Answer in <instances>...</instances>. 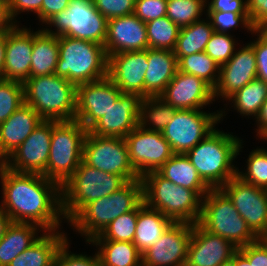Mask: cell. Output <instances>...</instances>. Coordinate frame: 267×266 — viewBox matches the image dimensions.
Wrapping results in <instances>:
<instances>
[{"mask_svg":"<svg viewBox=\"0 0 267 266\" xmlns=\"http://www.w3.org/2000/svg\"><path fill=\"white\" fill-rule=\"evenodd\" d=\"M33 30L17 24L5 35L4 79L25 83L30 78Z\"/></svg>","mask_w":267,"mask_h":266,"instance_id":"603a6c76","label":"cell"},{"mask_svg":"<svg viewBox=\"0 0 267 266\" xmlns=\"http://www.w3.org/2000/svg\"><path fill=\"white\" fill-rule=\"evenodd\" d=\"M12 223V220L9 216L0 208V240L5 235V232L9 225Z\"/></svg>","mask_w":267,"mask_h":266,"instance_id":"9f6ffc18","label":"cell"},{"mask_svg":"<svg viewBox=\"0 0 267 266\" xmlns=\"http://www.w3.org/2000/svg\"><path fill=\"white\" fill-rule=\"evenodd\" d=\"M208 19H210L212 27L215 32L227 33L232 30L231 28H237L241 24L248 32L253 33L255 30L250 23V17L248 13H235V12H207ZM241 23V24H240ZM229 30V31H228Z\"/></svg>","mask_w":267,"mask_h":266,"instance_id":"ee69618b","label":"cell"},{"mask_svg":"<svg viewBox=\"0 0 267 266\" xmlns=\"http://www.w3.org/2000/svg\"><path fill=\"white\" fill-rule=\"evenodd\" d=\"M143 202L140 179L128 181L119 190L86 204L68 223L85 236L88 243L100 235L118 216L133 211Z\"/></svg>","mask_w":267,"mask_h":266,"instance_id":"3957f363","label":"cell"},{"mask_svg":"<svg viewBox=\"0 0 267 266\" xmlns=\"http://www.w3.org/2000/svg\"><path fill=\"white\" fill-rule=\"evenodd\" d=\"M192 224L173 222L142 254V266H185Z\"/></svg>","mask_w":267,"mask_h":266,"instance_id":"e0dca14e","label":"cell"},{"mask_svg":"<svg viewBox=\"0 0 267 266\" xmlns=\"http://www.w3.org/2000/svg\"><path fill=\"white\" fill-rule=\"evenodd\" d=\"M5 35H0V80H4Z\"/></svg>","mask_w":267,"mask_h":266,"instance_id":"6f0895ef","label":"cell"},{"mask_svg":"<svg viewBox=\"0 0 267 266\" xmlns=\"http://www.w3.org/2000/svg\"><path fill=\"white\" fill-rule=\"evenodd\" d=\"M30 78L55 74L59 59L58 36L47 34L43 28L33 32Z\"/></svg>","mask_w":267,"mask_h":266,"instance_id":"f546056e","label":"cell"},{"mask_svg":"<svg viewBox=\"0 0 267 266\" xmlns=\"http://www.w3.org/2000/svg\"><path fill=\"white\" fill-rule=\"evenodd\" d=\"M257 122V135L260 139L267 137V98L262 104L258 115L255 117Z\"/></svg>","mask_w":267,"mask_h":266,"instance_id":"11a10c76","label":"cell"},{"mask_svg":"<svg viewBox=\"0 0 267 266\" xmlns=\"http://www.w3.org/2000/svg\"><path fill=\"white\" fill-rule=\"evenodd\" d=\"M266 98L267 83L256 78L231 95L227 101H232L234 109L240 115L255 118Z\"/></svg>","mask_w":267,"mask_h":266,"instance_id":"e575fe53","label":"cell"},{"mask_svg":"<svg viewBox=\"0 0 267 266\" xmlns=\"http://www.w3.org/2000/svg\"><path fill=\"white\" fill-rule=\"evenodd\" d=\"M207 0H167L166 16L178 27L189 26L200 20Z\"/></svg>","mask_w":267,"mask_h":266,"instance_id":"74e56055","label":"cell"},{"mask_svg":"<svg viewBox=\"0 0 267 266\" xmlns=\"http://www.w3.org/2000/svg\"><path fill=\"white\" fill-rule=\"evenodd\" d=\"M147 49L108 56V77L124 94L144 98V76L148 68Z\"/></svg>","mask_w":267,"mask_h":266,"instance_id":"ffe728a7","label":"cell"},{"mask_svg":"<svg viewBox=\"0 0 267 266\" xmlns=\"http://www.w3.org/2000/svg\"><path fill=\"white\" fill-rule=\"evenodd\" d=\"M24 104L23 83L0 80V124Z\"/></svg>","mask_w":267,"mask_h":266,"instance_id":"60d3db41","label":"cell"},{"mask_svg":"<svg viewBox=\"0 0 267 266\" xmlns=\"http://www.w3.org/2000/svg\"><path fill=\"white\" fill-rule=\"evenodd\" d=\"M177 63L178 71L201 78L213 89L216 86L219 78V66L205 52L181 57Z\"/></svg>","mask_w":267,"mask_h":266,"instance_id":"8d00e7d4","label":"cell"},{"mask_svg":"<svg viewBox=\"0 0 267 266\" xmlns=\"http://www.w3.org/2000/svg\"><path fill=\"white\" fill-rule=\"evenodd\" d=\"M220 266H236V265L235 262L231 259L229 261L222 263Z\"/></svg>","mask_w":267,"mask_h":266,"instance_id":"91938a15","label":"cell"},{"mask_svg":"<svg viewBox=\"0 0 267 266\" xmlns=\"http://www.w3.org/2000/svg\"><path fill=\"white\" fill-rule=\"evenodd\" d=\"M24 103L43 120L73 121L76 86L56 74L29 78L24 84Z\"/></svg>","mask_w":267,"mask_h":266,"instance_id":"8992f818","label":"cell"},{"mask_svg":"<svg viewBox=\"0 0 267 266\" xmlns=\"http://www.w3.org/2000/svg\"><path fill=\"white\" fill-rule=\"evenodd\" d=\"M45 25L55 27V31L44 28L47 34L63 35L104 45L108 20L97 11L92 0H71L66 10L57 13Z\"/></svg>","mask_w":267,"mask_h":266,"instance_id":"30bf717a","label":"cell"},{"mask_svg":"<svg viewBox=\"0 0 267 266\" xmlns=\"http://www.w3.org/2000/svg\"><path fill=\"white\" fill-rule=\"evenodd\" d=\"M141 100L139 95L122 93L88 131L99 136L125 138L138 126Z\"/></svg>","mask_w":267,"mask_h":266,"instance_id":"7402d4cb","label":"cell"},{"mask_svg":"<svg viewBox=\"0 0 267 266\" xmlns=\"http://www.w3.org/2000/svg\"><path fill=\"white\" fill-rule=\"evenodd\" d=\"M250 23L255 30L267 29V0H246Z\"/></svg>","mask_w":267,"mask_h":266,"instance_id":"681fc988","label":"cell"},{"mask_svg":"<svg viewBox=\"0 0 267 266\" xmlns=\"http://www.w3.org/2000/svg\"><path fill=\"white\" fill-rule=\"evenodd\" d=\"M122 92L107 76L76 86L75 120L89 130L113 105Z\"/></svg>","mask_w":267,"mask_h":266,"instance_id":"9a60e30c","label":"cell"},{"mask_svg":"<svg viewBox=\"0 0 267 266\" xmlns=\"http://www.w3.org/2000/svg\"><path fill=\"white\" fill-rule=\"evenodd\" d=\"M159 97L177 110L203 109L215 101L213 88L208 83L178 70Z\"/></svg>","mask_w":267,"mask_h":266,"instance_id":"44dd1931","label":"cell"},{"mask_svg":"<svg viewBox=\"0 0 267 266\" xmlns=\"http://www.w3.org/2000/svg\"><path fill=\"white\" fill-rule=\"evenodd\" d=\"M92 2L107 20L134 14L135 0H92Z\"/></svg>","mask_w":267,"mask_h":266,"instance_id":"bcb514c9","label":"cell"},{"mask_svg":"<svg viewBox=\"0 0 267 266\" xmlns=\"http://www.w3.org/2000/svg\"><path fill=\"white\" fill-rule=\"evenodd\" d=\"M60 231H44L40 237L8 266H54L56 254L67 235Z\"/></svg>","mask_w":267,"mask_h":266,"instance_id":"4316f807","label":"cell"},{"mask_svg":"<svg viewBox=\"0 0 267 266\" xmlns=\"http://www.w3.org/2000/svg\"><path fill=\"white\" fill-rule=\"evenodd\" d=\"M52 137V120H43L27 139L7 158L8 169L18 173L46 171Z\"/></svg>","mask_w":267,"mask_h":266,"instance_id":"2e32d148","label":"cell"},{"mask_svg":"<svg viewBox=\"0 0 267 266\" xmlns=\"http://www.w3.org/2000/svg\"><path fill=\"white\" fill-rule=\"evenodd\" d=\"M200 19L189 26L182 27L173 50L177 61L181 57L204 52L206 45L214 33L210 19Z\"/></svg>","mask_w":267,"mask_h":266,"instance_id":"d6a6232c","label":"cell"},{"mask_svg":"<svg viewBox=\"0 0 267 266\" xmlns=\"http://www.w3.org/2000/svg\"><path fill=\"white\" fill-rule=\"evenodd\" d=\"M145 24L148 48L174 50L181 29L180 27L167 16L150 20Z\"/></svg>","mask_w":267,"mask_h":266,"instance_id":"d590c367","label":"cell"},{"mask_svg":"<svg viewBox=\"0 0 267 266\" xmlns=\"http://www.w3.org/2000/svg\"><path fill=\"white\" fill-rule=\"evenodd\" d=\"M242 147V140L237 136L215 129L186 156L210 188H221L237 175L238 167L232 163Z\"/></svg>","mask_w":267,"mask_h":266,"instance_id":"7a4b0ae2","label":"cell"},{"mask_svg":"<svg viewBox=\"0 0 267 266\" xmlns=\"http://www.w3.org/2000/svg\"><path fill=\"white\" fill-rule=\"evenodd\" d=\"M126 183L122 176L90 167L82 161L61 187L64 218L69 222L86 204L110 195Z\"/></svg>","mask_w":267,"mask_h":266,"instance_id":"52a82bcc","label":"cell"},{"mask_svg":"<svg viewBox=\"0 0 267 266\" xmlns=\"http://www.w3.org/2000/svg\"><path fill=\"white\" fill-rule=\"evenodd\" d=\"M71 0H43L41 6V22L45 24L49 19L66 10Z\"/></svg>","mask_w":267,"mask_h":266,"instance_id":"f5cc1de1","label":"cell"},{"mask_svg":"<svg viewBox=\"0 0 267 266\" xmlns=\"http://www.w3.org/2000/svg\"><path fill=\"white\" fill-rule=\"evenodd\" d=\"M229 61L219 67V78L213 89L214 98L227 100L235 92L257 78L256 55L248 43L238 48Z\"/></svg>","mask_w":267,"mask_h":266,"instance_id":"ac0fdd59","label":"cell"},{"mask_svg":"<svg viewBox=\"0 0 267 266\" xmlns=\"http://www.w3.org/2000/svg\"><path fill=\"white\" fill-rule=\"evenodd\" d=\"M43 121L39 114L25 103L0 124V147L8 158Z\"/></svg>","mask_w":267,"mask_h":266,"instance_id":"d4e9b609","label":"cell"},{"mask_svg":"<svg viewBox=\"0 0 267 266\" xmlns=\"http://www.w3.org/2000/svg\"><path fill=\"white\" fill-rule=\"evenodd\" d=\"M223 116V110L217 113L201 109L177 110L162 134L174 154H186L216 129L215 125Z\"/></svg>","mask_w":267,"mask_h":266,"instance_id":"8fae6325","label":"cell"},{"mask_svg":"<svg viewBox=\"0 0 267 266\" xmlns=\"http://www.w3.org/2000/svg\"><path fill=\"white\" fill-rule=\"evenodd\" d=\"M82 161L90 167L122 176L127 182L140 179L130 164L125 138L99 136L87 131Z\"/></svg>","mask_w":267,"mask_h":266,"instance_id":"7c38bea8","label":"cell"},{"mask_svg":"<svg viewBox=\"0 0 267 266\" xmlns=\"http://www.w3.org/2000/svg\"><path fill=\"white\" fill-rule=\"evenodd\" d=\"M87 131L76 120H52L49 159L46 171L42 175L62 187L82 162L83 143Z\"/></svg>","mask_w":267,"mask_h":266,"instance_id":"ba28073f","label":"cell"},{"mask_svg":"<svg viewBox=\"0 0 267 266\" xmlns=\"http://www.w3.org/2000/svg\"><path fill=\"white\" fill-rule=\"evenodd\" d=\"M232 260L236 266H267V241L258 238L255 242L238 248Z\"/></svg>","mask_w":267,"mask_h":266,"instance_id":"7bdbcfd3","label":"cell"},{"mask_svg":"<svg viewBox=\"0 0 267 266\" xmlns=\"http://www.w3.org/2000/svg\"><path fill=\"white\" fill-rule=\"evenodd\" d=\"M206 2V12H235L248 13L247 1L245 0H211Z\"/></svg>","mask_w":267,"mask_h":266,"instance_id":"816d5d0a","label":"cell"},{"mask_svg":"<svg viewBox=\"0 0 267 266\" xmlns=\"http://www.w3.org/2000/svg\"><path fill=\"white\" fill-rule=\"evenodd\" d=\"M43 0H7L10 17L14 21L22 12H33L38 15L41 21V6Z\"/></svg>","mask_w":267,"mask_h":266,"instance_id":"f907efd6","label":"cell"},{"mask_svg":"<svg viewBox=\"0 0 267 266\" xmlns=\"http://www.w3.org/2000/svg\"><path fill=\"white\" fill-rule=\"evenodd\" d=\"M0 208L12 222L33 223L44 231H57L62 223L61 186L38 173H18L0 168ZM61 219V220H60Z\"/></svg>","mask_w":267,"mask_h":266,"instance_id":"6da1fadb","label":"cell"},{"mask_svg":"<svg viewBox=\"0 0 267 266\" xmlns=\"http://www.w3.org/2000/svg\"><path fill=\"white\" fill-rule=\"evenodd\" d=\"M141 182L146 206L158 210L173 222L198 223L202 198L194 190L175 185L157 171L142 176Z\"/></svg>","mask_w":267,"mask_h":266,"instance_id":"277c9868","label":"cell"},{"mask_svg":"<svg viewBox=\"0 0 267 266\" xmlns=\"http://www.w3.org/2000/svg\"><path fill=\"white\" fill-rule=\"evenodd\" d=\"M125 140L130 164L140 178L149 172L158 171L174 155L161 132L146 130L139 125Z\"/></svg>","mask_w":267,"mask_h":266,"instance_id":"4fadbf2b","label":"cell"},{"mask_svg":"<svg viewBox=\"0 0 267 266\" xmlns=\"http://www.w3.org/2000/svg\"><path fill=\"white\" fill-rule=\"evenodd\" d=\"M246 171L237 169V176L254 186L267 188V148H257L250 152Z\"/></svg>","mask_w":267,"mask_h":266,"instance_id":"ab89813d","label":"cell"},{"mask_svg":"<svg viewBox=\"0 0 267 266\" xmlns=\"http://www.w3.org/2000/svg\"><path fill=\"white\" fill-rule=\"evenodd\" d=\"M10 17L7 0H0V35H6L15 25Z\"/></svg>","mask_w":267,"mask_h":266,"instance_id":"db71d44e","label":"cell"},{"mask_svg":"<svg viewBox=\"0 0 267 266\" xmlns=\"http://www.w3.org/2000/svg\"><path fill=\"white\" fill-rule=\"evenodd\" d=\"M221 189L233 202L248 228L257 238L267 237V194L266 190L247 183L237 175Z\"/></svg>","mask_w":267,"mask_h":266,"instance_id":"5bb4252c","label":"cell"},{"mask_svg":"<svg viewBox=\"0 0 267 266\" xmlns=\"http://www.w3.org/2000/svg\"><path fill=\"white\" fill-rule=\"evenodd\" d=\"M235 39L231 34L215 32L210 37L205 53L208 54L220 67L227 63L235 53Z\"/></svg>","mask_w":267,"mask_h":266,"instance_id":"b9f144b4","label":"cell"},{"mask_svg":"<svg viewBox=\"0 0 267 266\" xmlns=\"http://www.w3.org/2000/svg\"><path fill=\"white\" fill-rule=\"evenodd\" d=\"M104 48L107 56L148 49L146 24L135 14L109 19Z\"/></svg>","mask_w":267,"mask_h":266,"instance_id":"cb8c5ba5","label":"cell"},{"mask_svg":"<svg viewBox=\"0 0 267 266\" xmlns=\"http://www.w3.org/2000/svg\"><path fill=\"white\" fill-rule=\"evenodd\" d=\"M39 225L33 223L12 222L0 240V266L10 262L25 249L29 248L40 236Z\"/></svg>","mask_w":267,"mask_h":266,"instance_id":"4dcf8cb0","label":"cell"},{"mask_svg":"<svg viewBox=\"0 0 267 266\" xmlns=\"http://www.w3.org/2000/svg\"><path fill=\"white\" fill-rule=\"evenodd\" d=\"M254 33L258 37L249 44L256 55L257 78L267 83V29L254 30Z\"/></svg>","mask_w":267,"mask_h":266,"instance_id":"c3c4849f","label":"cell"},{"mask_svg":"<svg viewBox=\"0 0 267 266\" xmlns=\"http://www.w3.org/2000/svg\"><path fill=\"white\" fill-rule=\"evenodd\" d=\"M198 224L208 232L229 240L237 248L258 239L221 188H211L202 198Z\"/></svg>","mask_w":267,"mask_h":266,"instance_id":"9c48e42d","label":"cell"},{"mask_svg":"<svg viewBox=\"0 0 267 266\" xmlns=\"http://www.w3.org/2000/svg\"><path fill=\"white\" fill-rule=\"evenodd\" d=\"M7 163V158L3 155L0 147V168L5 167Z\"/></svg>","mask_w":267,"mask_h":266,"instance_id":"680465c9","label":"cell"},{"mask_svg":"<svg viewBox=\"0 0 267 266\" xmlns=\"http://www.w3.org/2000/svg\"><path fill=\"white\" fill-rule=\"evenodd\" d=\"M59 59L55 74L75 86L108 76V56L104 45L78 38L58 36Z\"/></svg>","mask_w":267,"mask_h":266,"instance_id":"5b68a950","label":"cell"},{"mask_svg":"<svg viewBox=\"0 0 267 266\" xmlns=\"http://www.w3.org/2000/svg\"><path fill=\"white\" fill-rule=\"evenodd\" d=\"M98 248L100 266H142V254L133 242L91 240Z\"/></svg>","mask_w":267,"mask_h":266,"instance_id":"1f68e13d","label":"cell"},{"mask_svg":"<svg viewBox=\"0 0 267 266\" xmlns=\"http://www.w3.org/2000/svg\"><path fill=\"white\" fill-rule=\"evenodd\" d=\"M172 223L170 218L142 202L138 206L137 225L133 239L139 252L143 254L148 250Z\"/></svg>","mask_w":267,"mask_h":266,"instance_id":"83f0119b","label":"cell"},{"mask_svg":"<svg viewBox=\"0 0 267 266\" xmlns=\"http://www.w3.org/2000/svg\"><path fill=\"white\" fill-rule=\"evenodd\" d=\"M167 0H135L134 14L144 23L166 16Z\"/></svg>","mask_w":267,"mask_h":266,"instance_id":"7dc6e473","label":"cell"},{"mask_svg":"<svg viewBox=\"0 0 267 266\" xmlns=\"http://www.w3.org/2000/svg\"><path fill=\"white\" fill-rule=\"evenodd\" d=\"M138 207L113 220L104 231L92 240L133 242L137 225Z\"/></svg>","mask_w":267,"mask_h":266,"instance_id":"f35d334b","label":"cell"},{"mask_svg":"<svg viewBox=\"0 0 267 266\" xmlns=\"http://www.w3.org/2000/svg\"><path fill=\"white\" fill-rule=\"evenodd\" d=\"M176 111L177 109L159 96L142 98L138 125L146 130L162 133Z\"/></svg>","mask_w":267,"mask_h":266,"instance_id":"836d02e7","label":"cell"},{"mask_svg":"<svg viewBox=\"0 0 267 266\" xmlns=\"http://www.w3.org/2000/svg\"><path fill=\"white\" fill-rule=\"evenodd\" d=\"M157 172L175 185L194 190L201 198L211 189L186 154H174Z\"/></svg>","mask_w":267,"mask_h":266,"instance_id":"f1b7e54d","label":"cell"},{"mask_svg":"<svg viewBox=\"0 0 267 266\" xmlns=\"http://www.w3.org/2000/svg\"><path fill=\"white\" fill-rule=\"evenodd\" d=\"M71 253V254H70ZM54 266H100L98 252L92 256L86 254H75L69 251L68 239L59 248Z\"/></svg>","mask_w":267,"mask_h":266,"instance_id":"f6af8a7d","label":"cell"},{"mask_svg":"<svg viewBox=\"0 0 267 266\" xmlns=\"http://www.w3.org/2000/svg\"><path fill=\"white\" fill-rule=\"evenodd\" d=\"M238 248L229 240L192 224L185 266H220L232 259Z\"/></svg>","mask_w":267,"mask_h":266,"instance_id":"d6986e66","label":"cell"},{"mask_svg":"<svg viewBox=\"0 0 267 266\" xmlns=\"http://www.w3.org/2000/svg\"><path fill=\"white\" fill-rule=\"evenodd\" d=\"M148 68L144 76V98L158 97L173 79L178 63L172 50L147 49Z\"/></svg>","mask_w":267,"mask_h":266,"instance_id":"484cf974","label":"cell"}]
</instances>
